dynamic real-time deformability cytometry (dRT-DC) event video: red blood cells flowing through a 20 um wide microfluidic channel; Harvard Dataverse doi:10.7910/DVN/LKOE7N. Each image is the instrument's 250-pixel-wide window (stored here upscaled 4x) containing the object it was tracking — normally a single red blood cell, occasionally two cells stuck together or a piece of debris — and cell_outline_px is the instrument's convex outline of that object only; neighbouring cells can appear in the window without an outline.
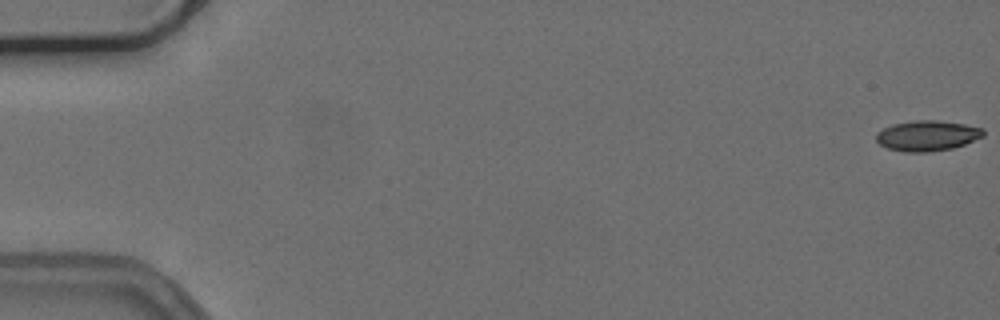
{"species": "common noctule bat (a hibernating species)", "species_latin": "Nyctalus noctula", "temperature_condition": "cold", "stored_images_in_passage": 7, "camera_frame_rate_fps": 3000, "um_per_image_px": 0.085, "animal": {"sex": "female", "body_mass_g": 24.6, "forearm_length_mm": 56.2}, "frame": {"image": 1, "passage_image": 1, "time_ms": 0.0, "image_size_px": [1000, 320], "cell_outline_px": [[984, 136], [964, 144], [952, 148], [928, 152], [904, 152], [888, 148], [880, 144], [876, 140], [876, 132], [892, 124], [916, 120], [936, 120], [964, 124], [984, 128]], "centroid_in_image_um": [78.81, 11.53], "position_along_channel_um": 6.2, "area_um2": 18.96}}